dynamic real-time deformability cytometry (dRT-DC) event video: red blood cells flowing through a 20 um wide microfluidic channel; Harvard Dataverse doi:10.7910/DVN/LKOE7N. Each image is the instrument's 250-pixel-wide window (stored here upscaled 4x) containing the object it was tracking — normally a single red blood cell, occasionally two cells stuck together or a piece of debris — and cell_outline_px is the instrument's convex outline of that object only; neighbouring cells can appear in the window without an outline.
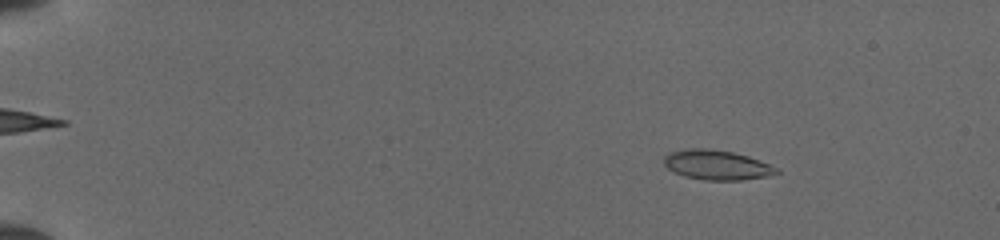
{"species": "common noctule bat (a hibernating species)", "species_latin": "Nyctalus noctula", "temperature_condition": "cold", "stored_images_in_passage": 51, "camera_frame_rate_fps": 3000, "um_per_image_px": 0.085, "animal": {"sex": "female", "body_mass_g": 19.5, "forearm_length_mm": 54.1}, "frame": {"image": 1, "passage_image": 8, "time_ms": 2.333, "image_size_px": [1000, 240], "cell_outline_px": [[780, 172], [768, 176], [740, 180], [704, 180], [684, 176], [672, 172], [664, 164], [664, 156], [668, 152], [688, 148], [708, 148], [732, 152], [748, 156], [780, 168]], "centroid_in_image_um": [60.91, 14.02], "position_along_channel_um": 24.1, "area_um2": 19.65}}
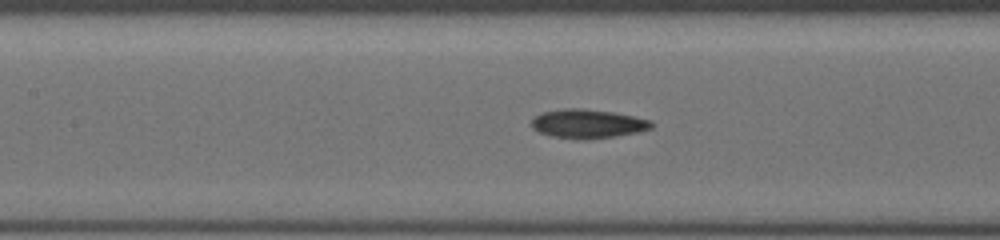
{"frame": {"image": 2, "passage_image": 26, "time_ms": 8.333, "image_size_px": [1000, 240], "cell_outline_px": [[652, 128], [636, 132], [588, 140], [580, 140], [552, 136], [540, 132], [532, 128], [528, 124], [536, 116], [544, 112], [564, 108], [584, 108], [616, 112], [652, 120]], "centroid_in_image_um": [49.94, 10.51], "position_along_channel_um": 157.5, "area_um2": 20.35}}
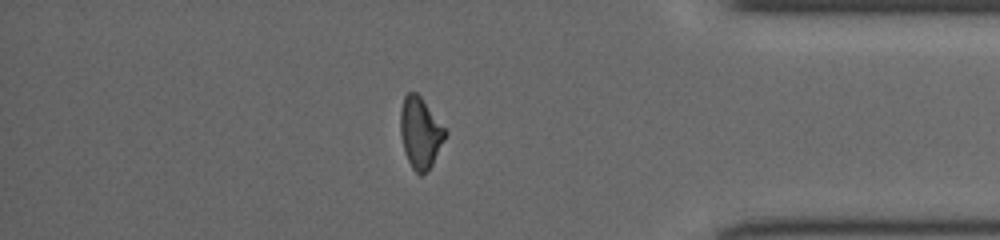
{"frame": {"image": 3, "passage_image": 45, "time_ms": 14.667, "image_size_px": [1000, 240], "cell_outline_px": [[448, 132], [432, 164], [420, 176], [412, 168], [404, 152], [400, 136], [400, 108], [404, 96], [408, 92], [416, 92], [420, 96]], "centroid_in_image_um": [35.7, 11.27], "position_along_channel_um": 399.5, "area_um2": 18.44}}